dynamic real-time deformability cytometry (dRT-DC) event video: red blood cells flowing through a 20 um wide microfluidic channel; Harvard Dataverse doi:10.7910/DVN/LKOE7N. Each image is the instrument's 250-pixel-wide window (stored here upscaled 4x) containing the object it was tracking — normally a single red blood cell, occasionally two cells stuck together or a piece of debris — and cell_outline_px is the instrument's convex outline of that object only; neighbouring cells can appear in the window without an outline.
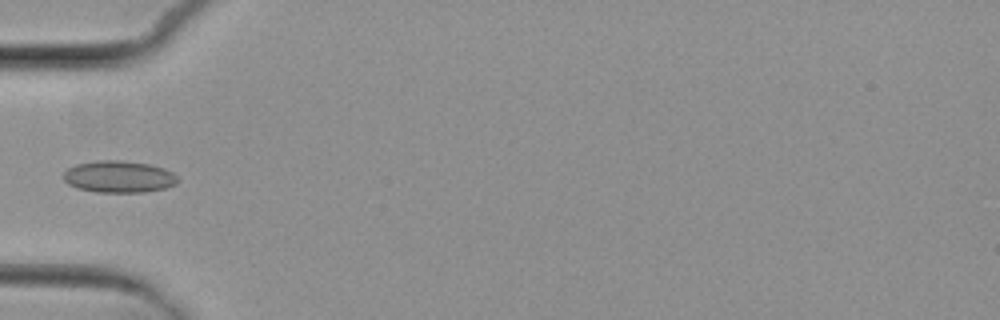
{"species": "common noctule bat (a hibernating species)", "species_latin": "Nyctalus noctula", "temperature_condition": "cold", "stored_images_in_passage": 6, "camera_frame_rate_fps": 3000, "um_per_image_px": 0.085, "animal": {"sex": "female", "body_mass_g": 29.2, "forearm_length_mm": 56.3}, "frame": {"image": 1, "passage_image": 6, "time_ms": 6.0, "image_size_px": [1000, 320], "cell_outline_px": [[180, 180], [176, 184], [164, 188], [144, 192], [96, 192], [76, 188], [68, 184], [64, 180], [64, 172], [68, 168], [76, 164], [96, 160], [120, 160], [148, 164], [164, 168], [172, 172]], "centroid_in_image_um": [10.09, 15.02], "position_along_channel_um": 74.9, "area_um2": 21.27}}